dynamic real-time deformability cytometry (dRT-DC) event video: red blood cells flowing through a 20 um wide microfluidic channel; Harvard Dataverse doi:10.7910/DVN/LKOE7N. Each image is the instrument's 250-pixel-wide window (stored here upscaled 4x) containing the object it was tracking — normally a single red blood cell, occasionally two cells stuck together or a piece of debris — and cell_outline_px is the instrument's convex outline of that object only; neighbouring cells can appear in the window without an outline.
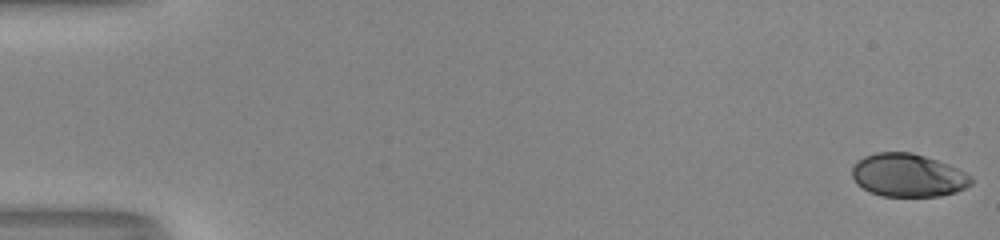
{"species": "human", "species_latin": "Homo sapiens", "temperature_condition": "room temperature", "stored_images_in_passage": 53, "camera_frame_rate_fps": 3000, "um_per_image_px": 0.085, "donor": {"sex": "male"}, "frame": {"image": 1, "passage_image": 1, "time_ms": 0.0, "image_size_px": [1000, 240], "cell_outline_px": [[972, 184], [956, 192], [940, 196], [880, 196], [856, 184], [852, 176], [852, 164], [856, 160], [864, 156], [876, 152], [912, 152], [948, 164], [972, 176]], "centroid_in_image_um": [77.15, 14.89], "position_along_channel_um": 7.8, "area_um2": 30.0}}
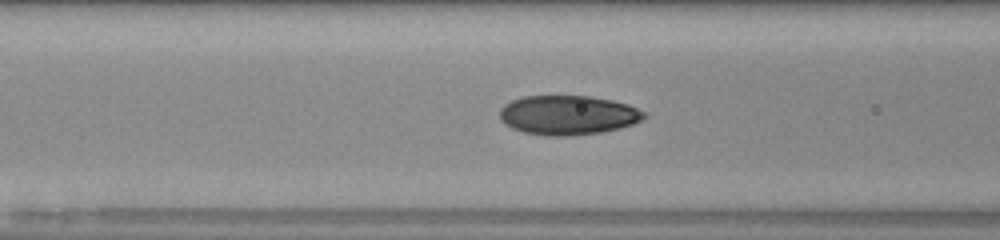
{"frame": {"image": 2, "passage_image": 23, "time_ms": 7.333, "image_size_px": [1000, 240], "cell_outline_px": [[648, 116], [644, 120], [620, 128], [600, 132], [568, 136], [552, 136], [524, 132], [512, 128], [500, 120], [500, 108], [504, 104], [512, 100], [524, 96], [588, 96], [612, 100], [628, 104], [644, 112]], "centroid_in_image_um": [48.29, 9.78], "position_along_channel_um": 118.3, "area_um2": 33.12}}
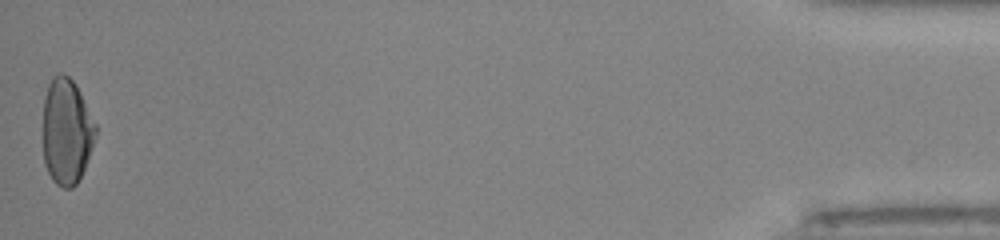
{"frame": {"image": 3, "passage_image": 53, "time_ms": 17.333, "image_size_px": [1000, 240], "cell_outline_px": [[96, 136], [84, 168], [76, 184], [72, 188], [64, 188], [56, 184], [52, 180], [44, 164], [44, 100], [48, 84], [52, 76], [60, 72], [68, 76], [76, 84], [96, 124]], "centroid_in_image_um": [5.66, 11.16], "position_along_channel_um": 429.5, "area_um2": 32.37}, "authors_computed_cell_mechanics": {"area_um2": 32.1946, "velocity_mm_per_s": 4.0678, "shape_relaxation_time_tau1_ms": 5.0469, "shape_relaxation_time_tau2_ms": 1.0283, "deformation_change_tau1": 0.1812, "deformation_change_tau2": 0.0355}}